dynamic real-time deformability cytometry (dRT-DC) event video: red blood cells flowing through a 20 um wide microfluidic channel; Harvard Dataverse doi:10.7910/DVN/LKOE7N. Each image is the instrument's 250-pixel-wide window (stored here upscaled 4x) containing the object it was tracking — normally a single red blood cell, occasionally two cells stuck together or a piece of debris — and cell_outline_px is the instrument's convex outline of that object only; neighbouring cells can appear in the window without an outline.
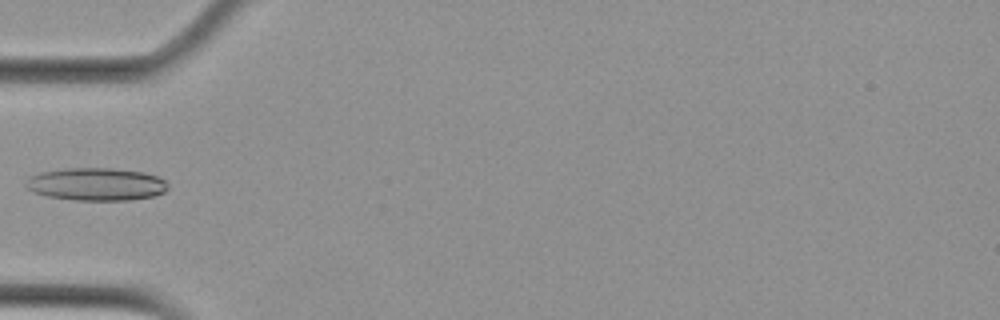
{"species": "Egyptian fruit bat (a non-hibernating species)", "species_latin": "Rousettus aegyptiacus", "temperature_condition": "cold", "stored_images_in_passage": 4, "camera_frame_rate_fps": 3000, "um_per_image_px": 0.085, "animal": {"sex": "female"}, "frame": {"image": 1, "passage_image": 3, "time_ms": 3.333, "image_size_px": [1000, 320], "cell_outline_px": [[168, 188], [164, 192], [152, 196], [128, 200], [76, 200], [48, 196], [32, 192], [28, 188], [28, 176], [40, 172], [64, 168], [112, 168], [144, 172], [156, 176], [164, 180], [168, 184]], "centroid_in_image_um": [8.18, 15.65], "position_along_channel_um": 76.8, "area_um2": 26.99}}
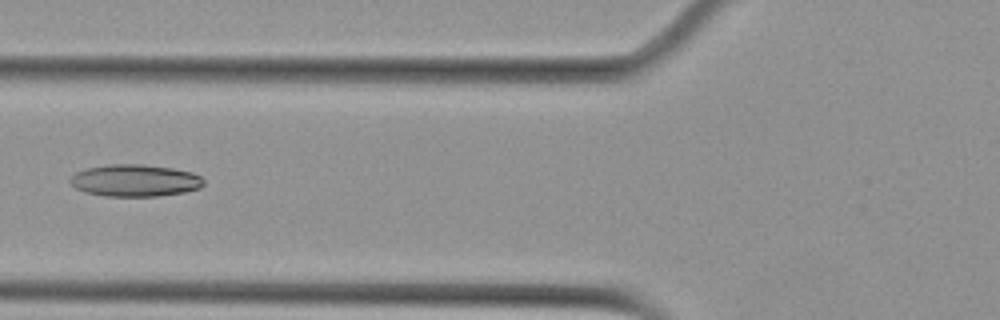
{"frame": {"image": 2, "passage_image": 4, "time_ms": 4.333, "image_size_px": [1000, 320], "cell_outline_px": [[204, 184], [200, 188], [184, 192], [156, 196], [104, 196], [84, 192], [76, 188], [68, 180], [76, 172], [88, 168], [108, 164], [144, 164], [172, 168], [192, 172], [200, 176], [204, 180]], "centroid_in_image_um": [11.48, 15.34], "position_along_channel_um": 114.3, "area_um2": 24.97}}